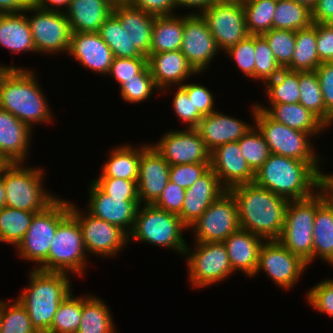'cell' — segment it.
<instances>
[{
	"instance_id": "1",
	"label": "cell",
	"mask_w": 333,
	"mask_h": 333,
	"mask_svg": "<svg viewBox=\"0 0 333 333\" xmlns=\"http://www.w3.org/2000/svg\"><path fill=\"white\" fill-rule=\"evenodd\" d=\"M235 198L239 227L265 241L278 240L285 223L288 200L255 182L228 190Z\"/></svg>"
},
{
	"instance_id": "2",
	"label": "cell",
	"mask_w": 333,
	"mask_h": 333,
	"mask_svg": "<svg viewBox=\"0 0 333 333\" xmlns=\"http://www.w3.org/2000/svg\"><path fill=\"white\" fill-rule=\"evenodd\" d=\"M33 70L5 68L0 74V109L8 111L31 129L52 122L51 107Z\"/></svg>"
},
{
	"instance_id": "3",
	"label": "cell",
	"mask_w": 333,
	"mask_h": 333,
	"mask_svg": "<svg viewBox=\"0 0 333 333\" xmlns=\"http://www.w3.org/2000/svg\"><path fill=\"white\" fill-rule=\"evenodd\" d=\"M319 162L301 161L271 153L255 174L254 182L288 201L304 199L319 189Z\"/></svg>"
},
{
	"instance_id": "4",
	"label": "cell",
	"mask_w": 333,
	"mask_h": 333,
	"mask_svg": "<svg viewBox=\"0 0 333 333\" xmlns=\"http://www.w3.org/2000/svg\"><path fill=\"white\" fill-rule=\"evenodd\" d=\"M29 285L18 301L27 310L32 326L38 333H47L59 304L72 291L70 276L64 272L32 269Z\"/></svg>"
},
{
	"instance_id": "5",
	"label": "cell",
	"mask_w": 333,
	"mask_h": 333,
	"mask_svg": "<svg viewBox=\"0 0 333 333\" xmlns=\"http://www.w3.org/2000/svg\"><path fill=\"white\" fill-rule=\"evenodd\" d=\"M23 162L5 163L0 176L5 186L6 207L27 212H41L56 196L44 189V170L27 168Z\"/></svg>"
},
{
	"instance_id": "6",
	"label": "cell",
	"mask_w": 333,
	"mask_h": 333,
	"mask_svg": "<svg viewBox=\"0 0 333 333\" xmlns=\"http://www.w3.org/2000/svg\"><path fill=\"white\" fill-rule=\"evenodd\" d=\"M142 206L140 204L138 207L133 228L128 234V242L134 239L158 247L171 248L177 251V254H185L187 243L182 232L189 228L180 217L153 204Z\"/></svg>"
},
{
	"instance_id": "7",
	"label": "cell",
	"mask_w": 333,
	"mask_h": 333,
	"mask_svg": "<svg viewBox=\"0 0 333 333\" xmlns=\"http://www.w3.org/2000/svg\"><path fill=\"white\" fill-rule=\"evenodd\" d=\"M70 213V201L56 198L43 211L35 213L30 226L17 245L22 259L37 263L35 269L48 272V253L59 223Z\"/></svg>"
},
{
	"instance_id": "8",
	"label": "cell",
	"mask_w": 333,
	"mask_h": 333,
	"mask_svg": "<svg viewBox=\"0 0 333 333\" xmlns=\"http://www.w3.org/2000/svg\"><path fill=\"white\" fill-rule=\"evenodd\" d=\"M251 111L255 126L268 144L270 153L301 161L322 160L314 152L313 143L310 142L312 135L274 121L264 111L258 109L257 104H253Z\"/></svg>"
},
{
	"instance_id": "9",
	"label": "cell",
	"mask_w": 333,
	"mask_h": 333,
	"mask_svg": "<svg viewBox=\"0 0 333 333\" xmlns=\"http://www.w3.org/2000/svg\"><path fill=\"white\" fill-rule=\"evenodd\" d=\"M317 191L310 197L288 201L285 223L278 241L305 262H312L313 226Z\"/></svg>"
},
{
	"instance_id": "10",
	"label": "cell",
	"mask_w": 333,
	"mask_h": 333,
	"mask_svg": "<svg viewBox=\"0 0 333 333\" xmlns=\"http://www.w3.org/2000/svg\"><path fill=\"white\" fill-rule=\"evenodd\" d=\"M87 251L78 220L69 213L58 225L48 253V272L83 276Z\"/></svg>"
},
{
	"instance_id": "11",
	"label": "cell",
	"mask_w": 333,
	"mask_h": 333,
	"mask_svg": "<svg viewBox=\"0 0 333 333\" xmlns=\"http://www.w3.org/2000/svg\"><path fill=\"white\" fill-rule=\"evenodd\" d=\"M195 249L186 246L185 258L189 281L193 287H208L227 279L234 272L223 242H195ZM194 250V252H193Z\"/></svg>"
},
{
	"instance_id": "12",
	"label": "cell",
	"mask_w": 333,
	"mask_h": 333,
	"mask_svg": "<svg viewBox=\"0 0 333 333\" xmlns=\"http://www.w3.org/2000/svg\"><path fill=\"white\" fill-rule=\"evenodd\" d=\"M26 12L33 14L27 16V19L36 53L68 54L72 32L65 12L44 10L34 4H31Z\"/></svg>"
},
{
	"instance_id": "13",
	"label": "cell",
	"mask_w": 333,
	"mask_h": 333,
	"mask_svg": "<svg viewBox=\"0 0 333 333\" xmlns=\"http://www.w3.org/2000/svg\"><path fill=\"white\" fill-rule=\"evenodd\" d=\"M201 15L221 51L249 35L242 0L215 1Z\"/></svg>"
},
{
	"instance_id": "14",
	"label": "cell",
	"mask_w": 333,
	"mask_h": 333,
	"mask_svg": "<svg viewBox=\"0 0 333 333\" xmlns=\"http://www.w3.org/2000/svg\"><path fill=\"white\" fill-rule=\"evenodd\" d=\"M195 242H224L239 227L237 204L227 190L189 227Z\"/></svg>"
},
{
	"instance_id": "15",
	"label": "cell",
	"mask_w": 333,
	"mask_h": 333,
	"mask_svg": "<svg viewBox=\"0 0 333 333\" xmlns=\"http://www.w3.org/2000/svg\"><path fill=\"white\" fill-rule=\"evenodd\" d=\"M306 267H308L307 262L293 254L278 240H269L260 247L254 276L262 270L278 287L291 289L303 275Z\"/></svg>"
},
{
	"instance_id": "16",
	"label": "cell",
	"mask_w": 333,
	"mask_h": 333,
	"mask_svg": "<svg viewBox=\"0 0 333 333\" xmlns=\"http://www.w3.org/2000/svg\"><path fill=\"white\" fill-rule=\"evenodd\" d=\"M70 202V213L78 220L86 251L112 257L129 244L128 234L120 227L81 212ZM83 213V214H82Z\"/></svg>"
},
{
	"instance_id": "17",
	"label": "cell",
	"mask_w": 333,
	"mask_h": 333,
	"mask_svg": "<svg viewBox=\"0 0 333 333\" xmlns=\"http://www.w3.org/2000/svg\"><path fill=\"white\" fill-rule=\"evenodd\" d=\"M184 15L181 53L197 73H202L219 52L206 20L201 14Z\"/></svg>"
},
{
	"instance_id": "18",
	"label": "cell",
	"mask_w": 333,
	"mask_h": 333,
	"mask_svg": "<svg viewBox=\"0 0 333 333\" xmlns=\"http://www.w3.org/2000/svg\"><path fill=\"white\" fill-rule=\"evenodd\" d=\"M152 146L170 166L210 163V151L195 128L166 132Z\"/></svg>"
},
{
	"instance_id": "19",
	"label": "cell",
	"mask_w": 333,
	"mask_h": 333,
	"mask_svg": "<svg viewBox=\"0 0 333 333\" xmlns=\"http://www.w3.org/2000/svg\"><path fill=\"white\" fill-rule=\"evenodd\" d=\"M90 184L88 209L85 213L114 224L129 234L140 205L139 198L111 197L93 181Z\"/></svg>"
},
{
	"instance_id": "20",
	"label": "cell",
	"mask_w": 333,
	"mask_h": 333,
	"mask_svg": "<svg viewBox=\"0 0 333 333\" xmlns=\"http://www.w3.org/2000/svg\"><path fill=\"white\" fill-rule=\"evenodd\" d=\"M210 167L226 190L255 180V173L243 157L238 141L220 145L211 151Z\"/></svg>"
},
{
	"instance_id": "21",
	"label": "cell",
	"mask_w": 333,
	"mask_h": 333,
	"mask_svg": "<svg viewBox=\"0 0 333 333\" xmlns=\"http://www.w3.org/2000/svg\"><path fill=\"white\" fill-rule=\"evenodd\" d=\"M170 165L150 144L142 153L138 170L139 202L153 204L169 181Z\"/></svg>"
},
{
	"instance_id": "22",
	"label": "cell",
	"mask_w": 333,
	"mask_h": 333,
	"mask_svg": "<svg viewBox=\"0 0 333 333\" xmlns=\"http://www.w3.org/2000/svg\"><path fill=\"white\" fill-rule=\"evenodd\" d=\"M226 191L210 167L186 189L183 207L178 216L189 228Z\"/></svg>"
},
{
	"instance_id": "23",
	"label": "cell",
	"mask_w": 333,
	"mask_h": 333,
	"mask_svg": "<svg viewBox=\"0 0 333 333\" xmlns=\"http://www.w3.org/2000/svg\"><path fill=\"white\" fill-rule=\"evenodd\" d=\"M68 55L95 73L108 74L114 55L98 32H72Z\"/></svg>"
},
{
	"instance_id": "24",
	"label": "cell",
	"mask_w": 333,
	"mask_h": 333,
	"mask_svg": "<svg viewBox=\"0 0 333 333\" xmlns=\"http://www.w3.org/2000/svg\"><path fill=\"white\" fill-rule=\"evenodd\" d=\"M151 76L158 89L167 91L171 85L181 86L186 79L198 74L188 63L181 50L150 53L147 57Z\"/></svg>"
},
{
	"instance_id": "25",
	"label": "cell",
	"mask_w": 333,
	"mask_h": 333,
	"mask_svg": "<svg viewBox=\"0 0 333 333\" xmlns=\"http://www.w3.org/2000/svg\"><path fill=\"white\" fill-rule=\"evenodd\" d=\"M253 125L218 111L203 116L195 128L205 146L211 152L216 147L230 142L239 141Z\"/></svg>"
},
{
	"instance_id": "26",
	"label": "cell",
	"mask_w": 333,
	"mask_h": 333,
	"mask_svg": "<svg viewBox=\"0 0 333 333\" xmlns=\"http://www.w3.org/2000/svg\"><path fill=\"white\" fill-rule=\"evenodd\" d=\"M31 131L11 113L0 109V158L5 163L27 160Z\"/></svg>"
},
{
	"instance_id": "27",
	"label": "cell",
	"mask_w": 333,
	"mask_h": 333,
	"mask_svg": "<svg viewBox=\"0 0 333 333\" xmlns=\"http://www.w3.org/2000/svg\"><path fill=\"white\" fill-rule=\"evenodd\" d=\"M264 239L239 228L229 235L223 244L226 247L230 265L235 271H242L247 277H254L258 266L259 250Z\"/></svg>"
},
{
	"instance_id": "28",
	"label": "cell",
	"mask_w": 333,
	"mask_h": 333,
	"mask_svg": "<svg viewBox=\"0 0 333 333\" xmlns=\"http://www.w3.org/2000/svg\"><path fill=\"white\" fill-rule=\"evenodd\" d=\"M112 10L108 0H71L68 9H63L71 32H98Z\"/></svg>"
},
{
	"instance_id": "29",
	"label": "cell",
	"mask_w": 333,
	"mask_h": 333,
	"mask_svg": "<svg viewBox=\"0 0 333 333\" xmlns=\"http://www.w3.org/2000/svg\"><path fill=\"white\" fill-rule=\"evenodd\" d=\"M269 105H271L269 108L259 104H257V107L274 121L284 124L289 128L307 132L313 137L318 136L327 128L316 115L300 103Z\"/></svg>"
},
{
	"instance_id": "30",
	"label": "cell",
	"mask_w": 333,
	"mask_h": 333,
	"mask_svg": "<svg viewBox=\"0 0 333 333\" xmlns=\"http://www.w3.org/2000/svg\"><path fill=\"white\" fill-rule=\"evenodd\" d=\"M112 12L119 18L123 28L130 33L137 50L148 57L155 16L131 5L114 6Z\"/></svg>"
},
{
	"instance_id": "31",
	"label": "cell",
	"mask_w": 333,
	"mask_h": 333,
	"mask_svg": "<svg viewBox=\"0 0 333 333\" xmlns=\"http://www.w3.org/2000/svg\"><path fill=\"white\" fill-rule=\"evenodd\" d=\"M312 262L320 257L333 267V204L317 191V210L313 226Z\"/></svg>"
},
{
	"instance_id": "32",
	"label": "cell",
	"mask_w": 333,
	"mask_h": 333,
	"mask_svg": "<svg viewBox=\"0 0 333 333\" xmlns=\"http://www.w3.org/2000/svg\"><path fill=\"white\" fill-rule=\"evenodd\" d=\"M24 12L0 14V47L19 54L29 51L36 53L27 12Z\"/></svg>"
},
{
	"instance_id": "33",
	"label": "cell",
	"mask_w": 333,
	"mask_h": 333,
	"mask_svg": "<svg viewBox=\"0 0 333 333\" xmlns=\"http://www.w3.org/2000/svg\"><path fill=\"white\" fill-rule=\"evenodd\" d=\"M150 144H141V147L133 148L132 145H120L110 152L108 161L101 169V175L97 178H122L126 180H138L139 161L141 153Z\"/></svg>"
},
{
	"instance_id": "34",
	"label": "cell",
	"mask_w": 333,
	"mask_h": 333,
	"mask_svg": "<svg viewBox=\"0 0 333 333\" xmlns=\"http://www.w3.org/2000/svg\"><path fill=\"white\" fill-rule=\"evenodd\" d=\"M184 16H155L150 53L181 50Z\"/></svg>"
},
{
	"instance_id": "35",
	"label": "cell",
	"mask_w": 333,
	"mask_h": 333,
	"mask_svg": "<svg viewBox=\"0 0 333 333\" xmlns=\"http://www.w3.org/2000/svg\"><path fill=\"white\" fill-rule=\"evenodd\" d=\"M114 320L107 305L97 296L82 297V315L76 333H116Z\"/></svg>"
},
{
	"instance_id": "36",
	"label": "cell",
	"mask_w": 333,
	"mask_h": 333,
	"mask_svg": "<svg viewBox=\"0 0 333 333\" xmlns=\"http://www.w3.org/2000/svg\"><path fill=\"white\" fill-rule=\"evenodd\" d=\"M98 34L111 49L114 57H146L134 46L130 33L123 28L121 21L113 12L100 26Z\"/></svg>"
},
{
	"instance_id": "37",
	"label": "cell",
	"mask_w": 333,
	"mask_h": 333,
	"mask_svg": "<svg viewBox=\"0 0 333 333\" xmlns=\"http://www.w3.org/2000/svg\"><path fill=\"white\" fill-rule=\"evenodd\" d=\"M316 28L295 31V49L291 63L286 67L295 71H315L321 64L317 54Z\"/></svg>"
},
{
	"instance_id": "38",
	"label": "cell",
	"mask_w": 333,
	"mask_h": 333,
	"mask_svg": "<svg viewBox=\"0 0 333 333\" xmlns=\"http://www.w3.org/2000/svg\"><path fill=\"white\" fill-rule=\"evenodd\" d=\"M299 103L316 115L326 126L333 116L326 110L318 76L315 71H299Z\"/></svg>"
},
{
	"instance_id": "39",
	"label": "cell",
	"mask_w": 333,
	"mask_h": 333,
	"mask_svg": "<svg viewBox=\"0 0 333 333\" xmlns=\"http://www.w3.org/2000/svg\"><path fill=\"white\" fill-rule=\"evenodd\" d=\"M269 104L299 103V71L282 68L273 78L265 82Z\"/></svg>"
},
{
	"instance_id": "40",
	"label": "cell",
	"mask_w": 333,
	"mask_h": 333,
	"mask_svg": "<svg viewBox=\"0 0 333 333\" xmlns=\"http://www.w3.org/2000/svg\"><path fill=\"white\" fill-rule=\"evenodd\" d=\"M312 10L293 0L276 1L272 28L285 30H301L310 27Z\"/></svg>"
},
{
	"instance_id": "41",
	"label": "cell",
	"mask_w": 333,
	"mask_h": 333,
	"mask_svg": "<svg viewBox=\"0 0 333 333\" xmlns=\"http://www.w3.org/2000/svg\"><path fill=\"white\" fill-rule=\"evenodd\" d=\"M35 212L3 207L0 209V241L15 248L23 240Z\"/></svg>"
},
{
	"instance_id": "42",
	"label": "cell",
	"mask_w": 333,
	"mask_h": 333,
	"mask_svg": "<svg viewBox=\"0 0 333 333\" xmlns=\"http://www.w3.org/2000/svg\"><path fill=\"white\" fill-rule=\"evenodd\" d=\"M250 35H262L272 29L275 0H242Z\"/></svg>"
},
{
	"instance_id": "43",
	"label": "cell",
	"mask_w": 333,
	"mask_h": 333,
	"mask_svg": "<svg viewBox=\"0 0 333 333\" xmlns=\"http://www.w3.org/2000/svg\"><path fill=\"white\" fill-rule=\"evenodd\" d=\"M71 291L59 304L47 333H76L82 315V297H74Z\"/></svg>"
},
{
	"instance_id": "44",
	"label": "cell",
	"mask_w": 333,
	"mask_h": 333,
	"mask_svg": "<svg viewBox=\"0 0 333 333\" xmlns=\"http://www.w3.org/2000/svg\"><path fill=\"white\" fill-rule=\"evenodd\" d=\"M255 127V128H254ZM243 157L256 174L270 156L268 144L262 134L253 126L238 141Z\"/></svg>"
},
{
	"instance_id": "45",
	"label": "cell",
	"mask_w": 333,
	"mask_h": 333,
	"mask_svg": "<svg viewBox=\"0 0 333 333\" xmlns=\"http://www.w3.org/2000/svg\"><path fill=\"white\" fill-rule=\"evenodd\" d=\"M1 321V333H38L27 310L17 299L13 303L1 301Z\"/></svg>"
},
{
	"instance_id": "46",
	"label": "cell",
	"mask_w": 333,
	"mask_h": 333,
	"mask_svg": "<svg viewBox=\"0 0 333 333\" xmlns=\"http://www.w3.org/2000/svg\"><path fill=\"white\" fill-rule=\"evenodd\" d=\"M120 95L125 102L140 103L150 98L154 91H159L156 86L148 64L135 75L128 79L120 87Z\"/></svg>"
},
{
	"instance_id": "47",
	"label": "cell",
	"mask_w": 333,
	"mask_h": 333,
	"mask_svg": "<svg viewBox=\"0 0 333 333\" xmlns=\"http://www.w3.org/2000/svg\"><path fill=\"white\" fill-rule=\"evenodd\" d=\"M254 80L266 82L273 79L282 69L277 63L273 51L261 35H254Z\"/></svg>"
},
{
	"instance_id": "48",
	"label": "cell",
	"mask_w": 333,
	"mask_h": 333,
	"mask_svg": "<svg viewBox=\"0 0 333 333\" xmlns=\"http://www.w3.org/2000/svg\"><path fill=\"white\" fill-rule=\"evenodd\" d=\"M261 36L273 51L277 63L281 68H286L291 63L295 49V31L272 28Z\"/></svg>"
},
{
	"instance_id": "49",
	"label": "cell",
	"mask_w": 333,
	"mask_h": 333,
	"mask_svg": "<svg viewBox=\"0 0 333 333\" xmlns=\"http://www.w3.org/2000/svg\"><path fill=\"white\" fill-rule=\"evenodd\" d=\"M232 60L239 67L241 72L251 79H254L255 50L254 35H248L236 45L229 47L226 51Z\"/></svg>"
},
{
	"instance_id": "50",
	"label": "cell",
	"mask_w": 333,
	"mask_h": 333,
	"mask_svg": "<svg viewBox=\"0 0 333 333\" xmlns=\"http://www.w3.org/2000/svg\"><path fill=\"white\" fill-rule=\"evenodd\" d=\"M307 302L322 314L333 317V279H325L306 292Z\"/></svg>"
},
{
	"instance_id": "51",
	"label": "cell",
	"mask_w": 333,
	"mask_h": 333,
	"mask_svg": "<svg viewBox=\"0 0 333 333\" xmlns=\"http://www.w3.org/2000/svg\"><path fill=\"white\" fill-rule=\"evenodd\" d=\"M172 103L176 116L188 124V129L198 126L203 115L197 110L192 99H189L187 92L181 86H178Z\"/></svg>"
},
{
	"instance_id": "52",
	"label": "cell",
	"mask_w": 333,
	"mask_h": 333,
	"mask_svg": "<svg viewBox=\"0 0 333 333\" xmlns=\"http://www.w3.org/2000/svg\"><path fill=\"white\" fill-rule=\"evenodd\" d=\"M104 193L117 198H139L138 180L95 178L92 180Z\"/></svg>"
},
{
	"instance_id": "53",
	"label": "cell",
	"mask_w": 333,
	"mask_h": 333,
	"mask_svg": "<svg viewBox=\"0 0 333 333\" xmlns=\"http://www.w3.org/2000/svg\"><path fill=\"white\" fill-rule=\"evenodd\" d=\"M147 65V57H114L107 76H112L119 87L130 78H134Z\"/></svg>"
},
{
	"instance_id": "54",
	"label": "cell",
	"mask_w": 333,
	"mask_h": 333,
	"mask_svg": "<svg viewBox=\"0 0 333 333\" xmlns=\"http://www.w3.org/2000/svg\"><path fill=\"white\" fill-rule=\"evenodd\" d=\"M210 168V163H192L171 165L169 180L184 189L189 188Z\"/></svg>"
},
{
	"instance_id": "55",
	"label": "cell",
	"mask_w": 333,
	"mask_h": 333,
	"mask_svg": "<svg viewBox=\"0 0 333 333\" xmlns=\"http://www.w3.org/2000/svg\"><path fill=\"white\" fill-rule=\"evenodd\" d=\"M185 191L186 189L169 180L153 205L178 215L183 207Z\"/></svg>"
},
{
	"instance_id": "56",
	"label": "cell",
	"mask_w": 333,
	"mask_h": 333,
	"mask_svg": "<svg viewBox=\"0 0 333 333\" xmlns=\"http://www.w3.org/2000/svg\"><path fill=\"white\" fill-rule=\"evenodd\" d=\"M181 87L187 92L189 99H192L194 106L203 115L207 116L214 112V98L208 88L198 83L183 84Z\"/></svg>"
},
{
	"instance_id": "57",
	"label": "cell",
	"mask_w": 333,
	"mask_h": 333,
	"mask_svg": "<svg viewBox=\"0 0 333 333\" xmlns=\"http://www.w3.org/2000/svg\"><path fill=\"white\" fill-rule=\"evenodd\" d=\"M312 25L316 28L317 54L320 62H333V27L327 23Z\"/></svg>"
},
{
	"instance_id": "58",
	"label": "cell",
	"mask_w": 333,
	"mask_h": 333,
	"mask_svg": "<svg viewBox=\"0 0 333 333\" xmlns=\"http://www.w3.org/2000/svg\"><path fill=\"white\" fill-rule=\"evenodd\" d=\"M326 110L333 116V62L321 63L315 70Z\"/></svg>"
},
{
	"instance_id": "59",
	"label": "cell",
	"mask_w": 333,
	"mask_h": 333,
	"mask_svg": "<svg viewBox=\"0 0 333 333\" xmlns=\"http://www.w3.org/2000/svg\"><path fill=\"white\" fill-rule=\"evenodd\" d=\"M131 6L154 16L174 15L177 9L173 0H132Z\"/></svg>"
},
{
	"instance_id": "60",
	"label": "cell",
	"mask_w": 333,
	"mask_h": 333,
	"mask_svg": "<svg viewBox=\"0 0 333 333\" xmlns=\"http://www.w3.org/2000/svg\"><path fill=\"white\" fill-rule=\"evenodd\" d=\"M333 17V0H317L312 9L313 23H327Z\"/></svg>"
},
{
	"instance_id": "61",
	"label": "cell",
	"mask_w": 333,
	"mask_h": 333,
	"mask_svg": "<svg viewBox=\"0 0 333 333\" xmlns=\"http://www.w3.org/2000/svg\"><path fill=\"white\" fill-rule=\"evenodd\" d=\"M31 4L32 0H0V14L21 13Z\"/></svg>"
},
{
	"instance_id": "62",
	"label": "cell",
	"mask_w": 333,
	"mask_h": 333,
	"mask_svg": "<svg viewBox=\"0 0 333 333\" xmlns=\"http://www.w3.org/2000/svg\"><path fill=\"white\" fill-rule=\"evenodd\" d=\"M70 2L71 0H32V4H34L38 8L59 12L64 7H66L67 10Z\"/></svg>"
},
{
	"instance_id": "63",
	"label": "cell",
	"mask_w": 333,
	"mask_h": 333,
	"mask_svg": "<svg viewBox=\"0 0 333 333\" xmlns=\"http://www.w3.org/2000/svg\"><path fill=\"white\" fill-rule=\"evenodd\" d=\"M173 1L177 8L178 7L196 8L199 11L193 14H202L216 0H173Z\"/></svg>"
},
{
	"instance_id": "64",
	"label": "cell",
	"mask_w": 333,
	"mask_h": 333,
	"mask_svg": "<svg viewBox=\"0 0 333 333\" xmlns=\"http://www.w3.org/2000/svg\"><path fill=\"white\" fill-rule=\"evenodd\" d=\"M319 189L324 193L325 198L333 204V174L320 172Z\"/></svg>"
},
{
	"instance_id": "65",
	"label": "cell",
	"mask_w": 333,
	"mask_h": 333,
	"mask_svg": "<svg viewBox=\"0 0 333 333\" xmlns=\"http://www.w3.org/2000/svg\"><path fill=\"white\" fill-rule=\"evenodd\" d=\"M6 206L5 201V186L3 183V179L0 176V209Z\"/></svg>"
},
{
	"instance_id": "66",
	"label": "cell",
	"mask_w": 333,
	"mask_h": 333,
	"mask_svg": "<svg viewBox=\"0 0 333 333\" xmlns=\"http://www.w3.org/2000/svg\"><path fill=\"white\" fill-rule=\"evenodd\" d=\"M293 1H296L300 4L307 6L310 10H312L317 3V0H293Z\"/></svg>"
},
{
	"instance_id": "67",
	"label": "cell",
	"mask_w": 333,
	"mask_h": 333,
	"mask_svg": "<svg viewBox=\"0 0 333 333\" xmlns=\"http://www.w3.org/2000/svg\"><path fill=\"white\" fill-rule=\"evenodd\" d=\"M108 2L114 7L118 5H131L132 0H108Z\"/></svg>"
},
{
	"instance_id": "68",
	"label": "cell",
	"mask_w": 333,
	"mask_h": 333,
	"mask_svg": "<svg viewBox=\"0 0 333 333\" xmlns=\"http://www.w3.org/2000/svg\"><path fill=\"white\" fill-rule=\"evenodd\" d=\"M5 68H17L16 66H8V65H0V74L3 72V70L5 69Z\"/></svg>"
},
{
	"instance_id": "69",
	"label": "cell",
	"mask_w": 333,
	"mask_h": 333,
	"mask_svg": "<svg viewBox=\"0 0 333 333\" xmlns=\"http://www.w3.org/2000/svg\"><path fill=\"white\" fill-rule=\"evenodd\" d=\"M1 326H2V321H1V300H0V333H1Z\"/></svg>"
},
{
	"instance_id": "70",
	"label": "cell",
	"mask_w": 333,
	"mask_h": 333,
	"mask_svg": "<svg viewBox=\"0 0 333 333\" xmlns=\"http://www.w3.org/2000/svg\"><path fill=\"white\" fill-rule=\"evenodd\" d=\"M331 27H333V17L330 19V21L327 22Z\"/></svg>"
},
{
	"instance_id": "71",
	"label": "cell",
	"mask_w": 333,
	"mask_h": 333,
	"mask_svg": "<svg viewBox=\"0 0 333 333\" xmlns=\"http://www.w3.org/2000/svg\"><path fill=\"white\" fill-rule=\"evenodd\" d=\"M4 164H5V162L0 158V170Z\"/></svg>"
}]
</instances>
